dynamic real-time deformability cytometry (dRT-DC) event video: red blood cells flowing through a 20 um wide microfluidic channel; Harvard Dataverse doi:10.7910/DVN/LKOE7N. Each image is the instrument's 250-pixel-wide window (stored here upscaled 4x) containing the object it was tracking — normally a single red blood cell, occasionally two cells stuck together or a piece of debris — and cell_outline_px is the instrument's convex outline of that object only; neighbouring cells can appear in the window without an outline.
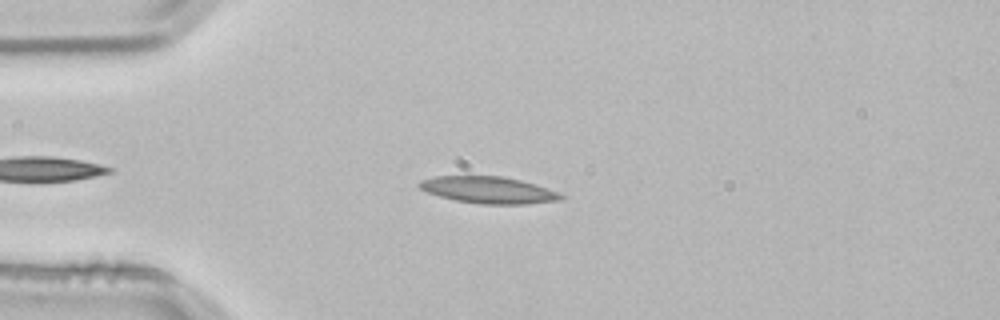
{"species": "common noctule bat (a hibernating species)", "species_latin": "Nyctalus noctula", "temperature_condition": "room temperature", "stored_images_in_passage": 2, "camera_frame_rate_fps": 3000, "um_per_image_px": 0.085, "animal": {"sex": "male", "body_mass_g": 21.5, "forearm_length_mm": 52.0}, "frame": {"image": 1, "passage_image": 1, "time_ms": 0.0, "image_size_px": [1000, 320], "cell_outline_px": [[564, 196], [560, 200], [528, 204], [484, 204], [456, 200], [440, 196], [428, 192], [420, 188], [416, 184], [420, 180], [436, 176], [500, 176], [520, 180], [536, 184], [556, 192]], "centroid_in_image_um": [41.5, 16.14], "position_along_channel_um": 43.5, "area_um2": 21.85}}